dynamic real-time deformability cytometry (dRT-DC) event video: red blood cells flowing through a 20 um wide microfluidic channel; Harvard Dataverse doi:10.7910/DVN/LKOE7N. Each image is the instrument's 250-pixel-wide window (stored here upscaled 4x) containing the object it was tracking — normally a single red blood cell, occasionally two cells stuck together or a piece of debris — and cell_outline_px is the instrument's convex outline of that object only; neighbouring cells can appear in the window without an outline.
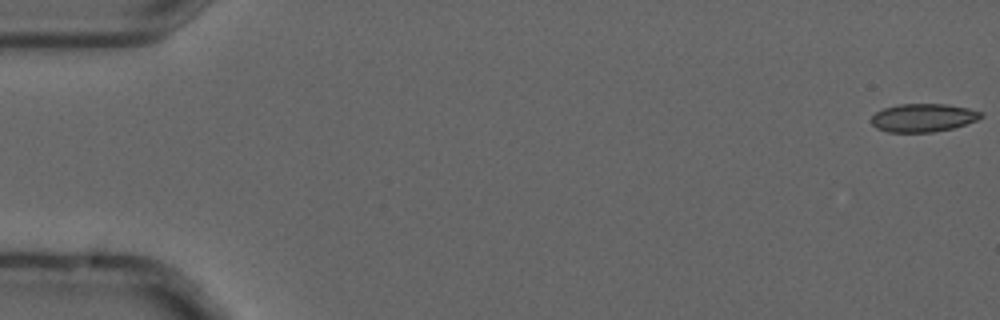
{"species": "common noctule bat (a hibernating species)", "species_latin": "Nyctalus noctula", "temperature_condition": "cold", "stored_images_in_passage": 2, "camera_frame_rate_fps": 3000, "um_per_image_px": 0.085, "animal": {"sex": "male", "forearm_length_mm": 52.5}, "frame": {"image": 1, "passage_image": 1, "time_ms": 0.0, "image_size_px": [1000, 320], "cell_outline_px": [[984, 116], [976, 120], [952, 128], [932, 132], [888, 132], [876, 128], [872, 124], [872, 116], [876, 112], [884, 108], [900, 104], [948, 104], [968, 108], [980, 112]], "centroid_in_image_um": [78.45, 10.0], "position_along_channel_um": 6.6, "area_um2": 17.86}}